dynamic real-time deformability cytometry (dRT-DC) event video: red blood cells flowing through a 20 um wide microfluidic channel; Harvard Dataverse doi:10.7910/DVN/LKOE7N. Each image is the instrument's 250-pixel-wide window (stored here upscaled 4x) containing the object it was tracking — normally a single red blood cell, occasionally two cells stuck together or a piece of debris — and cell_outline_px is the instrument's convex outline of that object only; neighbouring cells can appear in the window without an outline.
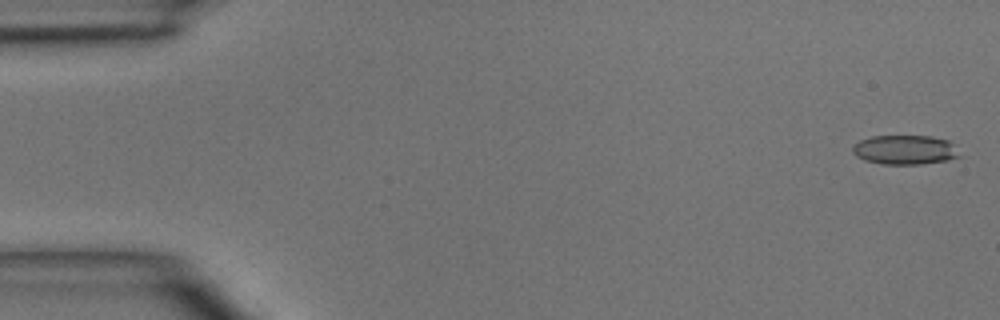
{"species": "common noctule bat (a hibernating species)", "species_latin": "Nyctalus noctula", "temperature_condition": "room temperature", "stored_images_in_passage": 6, "camera_frame_rate_fps": 3000, "um_per_image_px": 0.085, "animal": {"sex": "male", "body_mass_g": 15.6}, "frame": {"image": 1, "passage_image": 1, "time_ms": 0.0, "image_size_px": [1000, 320], "cell_outline_px": [[964, 156], [948, 160], [920, 164], [884, 164], [864, 160], [856, 156], [852, 152], [852, 144], [860, 140], [872, 136], [932, 136], [948, 140]], "centroid_in_image_um": [76.93, 12.73], "position_along_channel_um": 8.1, "area_um2": 18.5}}
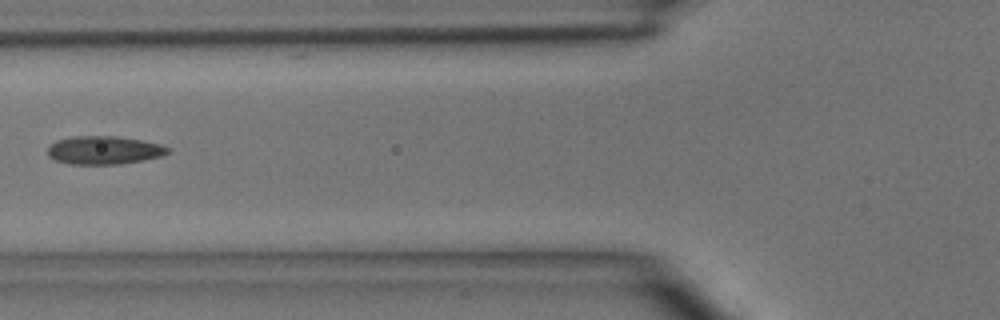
{"frame": {"image": 2, "passage_image": 6, "time_ms": 5.667, "image_size_px": [1000, 320], "cell_outline_px": [[168, 152], [160, 156], [140, 160], [116, 164], [72, 164], [56, 160], [48, 156], [48, 148], [56, 140], [72, 136], [116, 136], [140, 140], [160, 144], [168, 148]], "centroid_in_image_um": [8.79, 12.75], "position_along_channel_um": 117.0, "area_um2": 19.42}}